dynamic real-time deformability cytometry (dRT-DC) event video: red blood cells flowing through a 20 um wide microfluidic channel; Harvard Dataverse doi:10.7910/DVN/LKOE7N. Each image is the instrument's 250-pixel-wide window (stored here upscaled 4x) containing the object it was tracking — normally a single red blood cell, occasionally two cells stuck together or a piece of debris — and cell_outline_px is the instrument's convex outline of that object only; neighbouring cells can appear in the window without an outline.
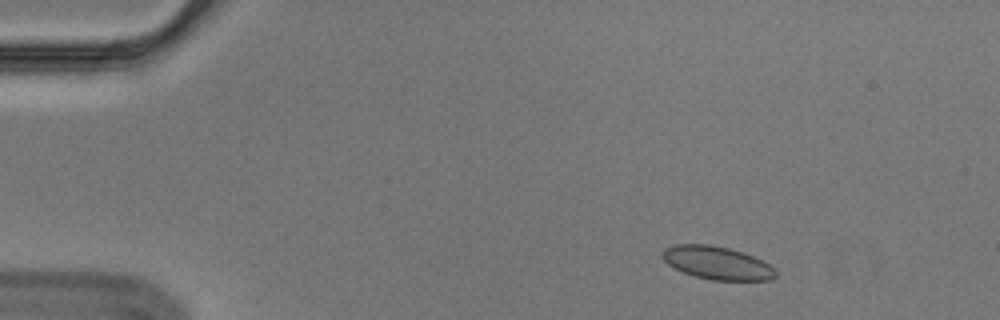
{"species": "Egyptian fruit bat (a non-hibernating species)", "species_latin": "Rousettus aegyptiacus", "temperature_condition": "cold", "stored_images_in_passage": 55, "camera_frame_rate_fps": 3000, "um_per_image_px": 0.085, "animal": {"sex": "male"}, "frame": {"image": 1, "passage_image": 6, "time_ms": 1.667, "image_size_px": [1000, 320], "cell_outline_px": [[776, 276], [772, 280], [712, 280], [696, 276], [684, 272], [668, 264], [660, 256], [660, 252], [664, 248], [676, 244], [708, 244], [728, 248], [752, 256], [776, 268]], "centroid_in_image_um": [60.93, 22.34], "position_along_channel_um": 24.1, "area_um2": 21.68}}
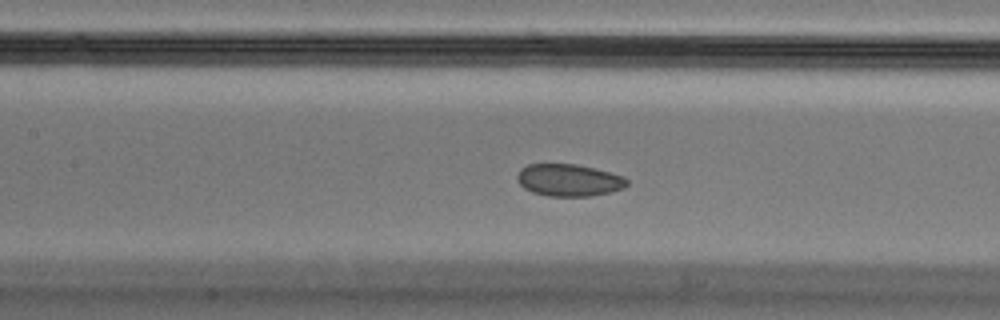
{"frame": {"image": 2, "passage_image": 24, "time_ms": 7.667, "image_size_px": [1000, 320], "cell_outline_px": [[628, 184], [624, 188], [612, 192], [592, 196], [548, 196], [532, 192], [524, 188], [516, 180], [516, 176], [520, 168], [528, 164], [576, 164], [624, 176], [628, 180]], "centroid_in_image_um": [48.34, 15.32], "position_along_channel_um": 159.1, "area_um2": 20.69}}
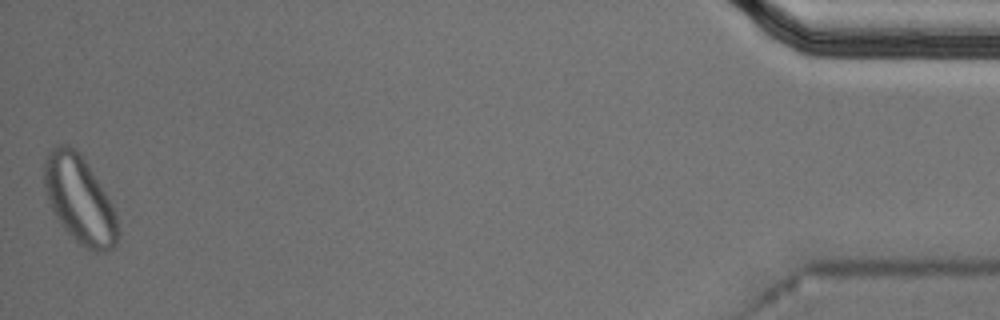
{"frame": {"image": 3, "passage_image": 54, "time_ms": 17.667, "image_size_px": [1000, 320], "cell_outline_px": [[120, 236], [116, 244], [112, 248], [104, 252], [92, 252], [80, 244], [64, 228], [52, 212], [44, 188], [44, 160], [48, 152], [52, 148], [60, 144], [68, 144], [76, 148], [80, 152], [88, 164], [108, 196], [116, 212], [120, 228]], "centroid_in_image_um": [6.78, 16.97], "position_along_channel_um": 428.4, "area_um2": 38.09}}